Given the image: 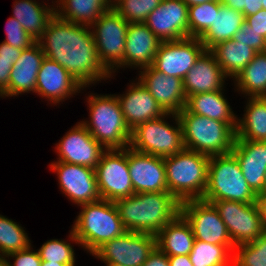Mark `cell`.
<instances>
[{"mask_svg": "<svg viewBox=\"0 0 266 266\" xmlns=\"http://www.w3.org/2000/svg\"><path fill=\"white\" fill-rule=\"evenodd\" d=\"M42 261H51L75 266V253L71 243L65 240L51 239L38 250Z\"/></svg>", "mask_w": 266, "mask_h": 266, "instance_id": "cell-39", "label": "cell"}, {"mask_svg": "<svg viewBox=\"0 0 266 266\" xmlns=\"http://www.w3.org/2000/svg\"><path fill=\"white\" fill-rule=\"evenodd\" d=\"M263 0H247V7L244 8L242 11L244 17L250 16L252 14L257 13L259 10L262 9V2Z\"/></svg>", "mask_w": 266, "mask_h": 266, "instance_id": "cell-48", "label": "cell"}, {"mask_svg": "<svg viewBox=\"0 0 266 266\" xmlns=\"http://www.w3.org/2000/svg\"><path fill=\"white\" fill-rule=\"evenodd\" d=\"M106 266H124V265H120V264H116V263H105Z\"/></svg>", "mask_w": 266, "mask_h": 266, "instance_id": "cell-55", "label": "cell"}, {"mask_svg": "<svg viewBox=\"0 0 266 266\" xmlns=\"http://www.w3.org/2000/svg\"><path fill=\"white\" fill-rule=\"evenodd\" d=\"M157 247L167 256L189 255L195 237L189 222L179 213L157 235Z\"/></svg>", "mask_w": 266, "mask_h": 266, "instance_id": "cell-26", "label": "cell"}, {"mask_svg": "<svg viewBox=\"0 0 266 266\" xmlns=\"http://www.w3.org/2000/svg\"><path fill=\"white\" fill-rule=\"evenodd\" d=\"M180 213L191 225L195 239L211 244H233L212 203L202 199L186 200L181 202Z\"/></svg>", "mask_w": 266, "mask_h": 266, "instance_id": "cell-13", "label": "cell"}, {"mask_svg": "<svg viewBox=\"0 0 266 266\" xmlns=\"http://www.w3.org/2000/svg\"><path fill=\"white\" fill-rule=\"evenodd\" d=\"M125 43L124 68L133 66L141 70L152 66L161 41L144 22H140L128 24Z\"/></svg>", "mask_w": 266, "mask_h": 266, "instance_id": "cell-23", "label": "cell"}, {"mask_svg": "<svg viewBox=\"0 0 266 266\" xmlns=\"http://www.w3.org/2000/svg\"><path fill=\"white\" fill-rule=\"evenodd\" d=\"M6 25L7 36L3 42L10 46L23 50L29 48L36 42L14 17H10Z\"/></svg>", "mask_w": 266, "mask_h": 266, "instance_id": "cell-40", "label": "cell"}, {"mask_svg": "<svg viewBox=\"0 0 266 266\" xmlns=\"http://www.w3.org/2000/svg\"><path fill=\"white\" fill-rule=\"evenodd\" d=\"M111 3V7L113 8L118 2H120L121 0H109Z\"/></svg>", "mask_w": 266, "mask_h": 266, "instance_id": "cell-54", "label": "cell"}, {"mask_svg": "<svg viewBox=\"0 0 266 266\" xmlns=\"http://www.w3.org/2000/svg\"><path fill=\"white\" fill-rule=\"evenodd\" d=\"M128 24L126 19L111 8L90 26L99 60L111 74L124 67Z\"/></svg>", "mask_w": 266, "mask_h": 266, "instance_id": "cell-9", "label": "cell"}, {"mask_svg": "<svg viewBox=\"0 0 266 266\" xmlns=\"http://www.w3.org/2000/svg\"><path fill=\"white\" fill-rule=\"evenodd\" d=\"M41 266H67V265L58 262L42 261Z\"/></svg>", "mask_w": 266, "mask_h": 266, "instance_id": "cell-52", "label": "cell"}, {"mask_svg": "<svg viewBox=\"0 0 266 266\" xmlns=\"http://www.w3.org/2000/svg\"><path fill=\"white\" fill-rule=\"evenodd\" d=\"M22 49L15 48L2 41L0 43V59L12 60V65L18 60Z\"/></svg>", "mask_w": 266, "mask_h": 266, "instance_id": "cell-46", "label": "cell"}, {"mask_svg": "<svg viewBox=\"0 0 266 266\" xmlns=\"http://www.w3.org/2000/svg\"><path fill=\"white\" fill-rule=\"evenodd\" d=\"M172 115L176 126L168 124L164 119ZM133 150L154 156L167 157L184 149L182 125L175 113L146 121L131 131L130 145Z\"/></svg>", "mask_w": 266, "mask_h": 266, "instance_id": "cell-8", "label": "cell"}, {"mask_svg": "<svg viewBox=\"0 0 266 266\" xmlns=\"http://www.w3.org/2000/svg\"><path fill=\"white\" fill-rule=\"evenodd\" d=\"M257 196L246 182L232 153L210 156L208 183L202 200L255 203Z\"/></svg>", "mask_w": 266, "mask_h": 266, "instance_id": "cell-7", "label": "cell"}, {"mask_svg": "<svg viewBox=\"0 0 266 266\" xmlns=\"http://www.w3.org/2000/svg\"><path fill=\"white\" fill-rule=\"evenodd\" d=\"M36 0H15L13 16L36 41L42 36L49 21L55 16V7L40 5ZM49 6V7H48Z\"/></svg>", "mask_w": 266, "mask_h": 266, "instance_id": "cell-28", "label": "cell"}, {"mask_svg": "<svg viewBox=\"0 0 266 266\" xmlns=\"http://www.w3.org/2000/svg\"><path fill=\"white\" fill-rule=\"evenodd\" d=\"M227 76L210 50H205L183 79L186 97L193 94L223 90Z\"/></svg>", "mask_w": 266, "mask_h": 266, "instance_id": "cell-25", "label": "cell"}, {"mask_svg": "<svg viewBox=\"0 0 266 266\" xmlns=\"http://www.w3.org/2000/svg\"><path fill=\"white\" fill-rule=\"evenodd\" d=\"M244 117L237 119L236 140L266 142V97H248Z\"/></svg>", "mask_w": 266, "mask_h": 266, "instance_id": "cell-32", "label": "cell"}, {"mask_svg": "<svg viewBox=\"0 0 266 266\" xmlns=\"http://www.w3.org/2000/svg\"><path fill=\"white\" fill-rule=\"evenodd\" d=\"M55 2H57L55 13L60 19L88 26H91L106 10L112 8L109 0H57Z\"/></svg>", "mask_w": 266, "mask_h": 266, "instance_id": "cell-31", "label": "cell"}, {"mask_svg": "<svg viewBox=\"0 0 266 266\" xmlns=\"http://www.w3.org/2000/svg\"><path fill=\"white\" fill-rule=\"evenodd\" d=\"M37 42L45 57L59 63L82 86L88 87L111 77L99 60L88 25L75 24L55 14Z\"/></svg>", "mask_w": 266, "mask_h": 266, "instance_id": "cell-1", "label": "cell"}, {"mask_svg": "<svg viewBox=\"0 0 266 266\" xmlns=\"http://www.w3.org/2000/svg\"><path fill=\"white\" fill-rule=\"evenodd\" d=\"M214 205L225 223L234 246L256 240L265 230L257 203L207 201Z\"/></svg>", "mask_w": 266, "mask_h": 266, "instance_id": "cell-11", "label": "cell"}, {"mask_svg": "<svg viewBox=\"0 0 266 266\" xmlns=\"http://www.w3.org/2000/svg\"><path fill=\"white\" fill-rule=\"evenodd\" d=\"M30 242L27 233L19 224L0 215V255L6 257L24 250L31 245Z\"/></svg>", "mask_w": 266, "mask_h": 266, "instance_id": "cell-35", "label": "cell"}, {"mask_svg": "<svg viewBox=\"0 0 266 266\" xmlns=\"http://www.w3.org/2000/svg\"><path fill=\"white\" fill-rule=\"evenodd\" d=\"M259 195H266V176H265V185H264L263 192Z\"/></svg>", "mask_w": 266, "mask_h": 266, "instance_id": "cell-56", "label": "cell"}, {"mask_svg": "<svg viewBox=\"0 0 266 266\" xmlns=\"http://www.w3.org/2000/svg\"><path fill=\"white\" fill-rule=\"evenodd\" d=\"M233 244H211L195 239L189 258L193 266H233Z\"/></svg>", "mask_w": 266, "mask_h": 266, "instance_id": "cell-34", "label": "cell"}, {"mask_svg": "<svg viewBox=\"0 0 266 266\" xmlns=\"http://www.w3.org/2000/svg\"><path fill=\"white\" fill-rule=\"evenodd\" d=\"M188 7L192 5H199L213 0H182Z\"/></svg>", "mask_w": 266, "mask_h": 266, "instance_id": "cell-51", "label": "cell"}, {"mask_svg": "<svg viewBox=\"0 0 266 266\" xmlns=\"http://www.w3.org/2000/svg\"><path fill=\"white\" fill-rule=\"evenodd\" d=\"M188 6L182 0H162L144 22L164 41L188 38Z\"/></svg>", "mask_w": 266, "mask_h": 266, "instance_id": "cell-17", "label": "cell"}, {"mask_svg": "<svg viewBox=\"0 0 266 266\" xmlns=\"http://www.w3.org/2000/svg\"><path fill=\"white\" fill-rule=\"evenodd\" d=\"M90 121L81 123L106 150L129 147L131 131L127 127L120 103L115 95H95L87 97Z\"/></svg>", "mask_w": 266, "mask_h": 266, "instance_id": "cell-6", "label": "cell"}, {"mask_svg": "<svg viewBox=\"0 0 266 266\" xmlns=\"http://www.w3.org/2000/svg\"><path fill=\"white\" fill-rule=\"evenodd\" d=\"M177 115L182 125L185 149L208 156L231 153L237 125L190 113L185 107Z\"/></svg>", "mask_w": 266, "mask_h": 266, "instance_id": "cell-5", "label": "cell"}, {"mask_svg": "<svg viewBox=\"0 0 266 266\" xmlns=\"http://www.w3.org/2000/svg\"><path fill=\"white\" fill-rule=\"evenodd\" d=\"M234 80L237 91L249 98L266 97V51L257 52Z\"/></svg>", "mask_w": 266, "mask_h": 266, "instance_id": "cell-33", "label": "cell"}, {"mask_svg": "<svg viewBox=\"0 0 266 266\" xmlns=\"http://www.w3.org/2000/svg\"><path fill=\"white\" fill-rule=\"evenodd\" d=\"M261 4H262V9L266 10V0H263Z\"/></svg>", "mask_w": 266, "mask_h": 266, "instance_id": "cell-57", "label": "cell"}, {"mask_svg": "<svg viewBox=\"0 0 266 266\" xmlns=\"http://www.w3.org/2000/svg\"><path fill=\"white\" fill-rule=\"evenodd\" d=\"M235 42L244 43L257 52L266 51V39L255 32L246 22H244L233 38Z\"/></svg>", "mask_w": 266, "mask_h": 266, "instance_id": "cell-41", "label": "cell"}, {"mask_svg": "<svg viewBox=\"0 0 266 266\" xmlns=\"http://www.w3.org/2000/svg\"><path fill=\"white\" fill-rule=\"evenodd\" d=\"M12 66V60L0 59V95L9 87Z\"/></svg>", "mask_w": 266, "mask_h": 266, "instance_id": "cell-44", "label": "cell"}, {"mask_svg": "<svg viewBox=\"0 0 266 266\" xmlns=\"http://www.w3.org/2000/svg\"><path fill=\"white\" fill-rule=\"evenodd\" d=\"M116 96L130 131L138 125L159 118L166 113L139 80L130 84L125 94Z\"/></svg>", "mask_w": 266, "mask_h": 266, "instance_id": "cell-21", "label": "cell"}, {"mask_svg": "<svg viewBox=\"0 0 266 266\" xmlns=\"http://www.w3.org/2000/svg\"><path fill=\"white\" fill-rule=\"evenodd\" d=\"M128 168L134 193L168 192L163 157L128 147Z\"/></svg>", "mask_w": 266, "mask_h": 266, "instance_id": "cell-18", "label": "cell"}, {"mask_svg": "<svg viewBox=\"0 0 266 266\" xmlns=\"http://www.w3.org/2000/svg\"><path fill=\"white\" fill-rule=\"evenodd\" d=\"M220 0H213L188 7V37L199 38L213 23L215 12L221 6Z\"/></svg>", "mask_w": 266, "mask_h": 266, "instance_id": "cell-36", "label": "cell"}, {"mask_svg": "<svg viewBox=\"0 0 266 266\" xmlns=\"http://www.w3.org/2000/svg\"><path fill=\"white\" fill-rule=\"evenodd\" d=\"M233 266H266V232L254 241L235 246Z\"/></svg>", "mask_w": 266, "mask_h": 266, "instance_id": "cell-37", "label": "cell"}, {"mask_svg": "<svg viewBox=\"0 0 266 266\" xmlns=\"http://www.w3.org/2000/svg\"><path fill=\"white\" fill-rule=\"evenodd\" d=\"M142 266H170V264L168 256L156 247Z\"/></svg>", "mask_w": 266, "mask_h": 266, "instance_id": "cell-45", "label": "cell"}, {"mask_svg": "<svg viewBox=\"0 0 266 266\" xmlns=\"http://www.w3.org/2000/svg\"><path fill=\"white\" fill-rule=\"evenodd\" d=\"M231 153L237 158L246 182L257 194H261L266 176V142L235 140Z\"/></svg>", "mask_w": 266, "mask_h": 266, "instance_id": "cell-22", "label": "cell"}, {"mask_svg": "<svg viewBox=\"0 0 266 266\" xmlns=\"http://www.w3.org/2000/svg\"><path fill=\"white\" fill-rule=\"evenodd\" d=\"M161 2L162 0H121L113 9L128 23H140L145 22Z\"/></svg>", "mask_w": 266, "mask_h": 266, "instance_id": "cell-38", "label": "cell"}, {"mask_svg": "<svg viewBox=\"0 0 266 266\" xmlns=\"http://www.w3.org/2000/svg\"><path fill=\"white\" fill-rule=\"evenodd\" d=\"M80 206L81 212L74 221L69 238L90 254L126 232L114 202L100 199Z\"/></svg>", "mask_w": 266, "mask_h": 266, "instance_id": "cell-3", "label": "cell"}, {"mask_svg": "<svg viewBox=\"0 0 266 266\" xmlns=\"http://www.w3.org/2000/svg\"><path fill=\"white\" fill-rule=\"evenodd\" d=\"M51 170L58 175L61 191L78 206L101 199L95 169L56 161L50 164Z\"/></svg>", "mask_w": 266, "mask_h": 266, "instance_id": "cell-15", "label": "cell"}, {"mask_svg": "<svg viewBox=\"0 0 266 266\" xmlns=\"http://www.w3.org/2000/svg\"><path fill=\"white\" fill-rule=\"evenodd\" d=\"M163 159L168 192L180 203L202 199L208 183L210 156L184 148Z\"/></svg>", "mask_w": 266, "mask_h": 266, "instance_id": "cell-4", "label": "cell"}, {"mask_svg": "<svg viewBox=\"0 0 266 266\" xmlns=\"http://www.w3.org/2000/svg\"><path fill=\"white\" fill-rule=\"evenodd\" d=\"M245 22L242 12L221 5L211 26L199 37L206 50L216 44L233 38Z\"/></svg>", "mask_w": 266, "mask_h": 266, "instance_id": "cell-30", "label": "cell"}, {"mask_svg": "<svg viewBox=\"0 0 266 266\" xmlns=\"http://www.w3.org/2000/svg\"><path fill=\"white\" fill-rule=\"evenodd\" d=\"M157 247V238L148 233L126 231L100 246L92 256L104 263L142 266Z\"/></svg>", "mask_w": 266, "mask_h": 266, "instance_id": "cell-12", "label": "cell"}, {"mask_svg": "<svg viewBox=\"0 0 266 266\" xmlns=\"http://www.w3.org/2000/svg\"><path fill=\"white\" fill-rule=\"evenodd\" d=\"M139 72L138 80L165 112L178 114L185 107L187 97L182 79L167 76L152 66L143 68Z\"/></svg>", "mask_w": 266, "mask_h": 266, "instance_id": "cell-19", "label": "cell"}, {"mask_svg": "<svg viewBox=\"0 0 266 266\" xmlns=\"http://www.w3.org/2000/svg\"><path fill=\"white\" fill-rule=\"evenodd\" d=\"M0 266H7V258L0 255Z\"/></svg>", "mask_w": 266, "mask_h": 266, "instance_id": "cell-53", "label": "cell"}, {"mask_svg": "<svg viewBox=\"0 0 266 266\" xmlns=\"http://www.w3.org/2000/svg\"><path fill=\"white\" fill-rule=\"evenodd\" d=\"M44 58L45 55L37 41L29 48L23 49L12 66L9 87L1 97L18 96L31 91L36 94L37 74Z\"/></svg>", "mask_w": 266, "mask_h": 266, "instance_id": "cell-24", "label": "cell"}, {"mask_svg": "<svg viewBox=\"0 0 266 266\" xmlns=\"http://www.w3.org/2000/svg\"><path fill=\"white\" fill-rule=\"evenodd\" d=\"M245 22L266 39V10L261 9L257 13L245 17Z\"/></svg>", "mask_w": 266, "mask_h": 266, "instance_id": "cell-43", "label": "cell"}, {"mask_svg": "<svg viewBox=\"0 0 266 266\" xmlns=\"http://www.w3.org/2000/svg\"><path fill=\"white\" fill-rule=\"evenodd\" d=\"M205 50L199 38L164 41L158 48L152 67L167 76L183 80Z\"/></svg>", "mask_w": 266, "mask_h": 266, "instance_id": "cell-14", "label": "cell"}, {"mask_svg": "<svg viewBox=\"0 0 266 266\" xmlns=\"http://www.w3.org/2000/svg\"><path fill=\"white\" fill-rule=\"evenodd\" d=\"M210 51L229 78H236L241 71L253 60L257 51L244 43L235 42L233 39L220 42Z\"/></svg>", "mask_w": 266, "mask_h": 266, "instance_id": "cell-29", "label": "cell"}, {"mask_svg": "<svg viewBox=\"0 0 266 266\" xmlns=\"http://www.w3.org/2000/svg\"><path fill=\"white\" fill-rule=\"evenodd\" d=\"M32 246L30 245L28 248L11 253L7 255V266H41L42 260L40 258L39 252L36 250L33 251ZM9 257L14 259L13 264L9 261Z\"/></svg>", "mask_w": 266, "mask_h": 266, "instance_id": "cell-42", "label": "cell"}, {"mask_svg": "<svg viewBox=\"0 0 266 266\" xmlns=\"http://www.w3.org/2000/svg\"><path fill=\"white\" fill-rule=\"evenodd\" d=\"M256 203L259 207L262 225L266 232V195H258Z\"/></svg>", "mask_w": 266, "mask_h": 266, "instance_id": "cell-49", "label": "cell"}, {"mask_svg": "<svg viewBox=\"0 0 266 266\" xmlns=\"http://www.w3.org/2000/svg\"><path fill=\"white\" fill-rule=\"evenodd\" d=\"M126 231L157 235L180 213L170 192L134 193L114 202Z\"/></svg>", "mask_w": 266, "mask_h": 266, "instance_id": "cell-2", "label": "cell"}, {"mask_svg": "<svg viewBox=\"0 0 266 266\" xmlns=\"http://www.w3.org/2000/svg\"><path fill=\"white\" fill-rule=\"evenodd\" d=\"M223 90L193 94L186 100L185 108L193 114L237 125V116L232 111Z\"/></svg>", "mask_w": 266, "mask_h": 266, "instance_id": "cell-27", "label": "cell"}, {"mask_svg": "<svg viewBox=\"0 0 266 266\" xmlns=\"http://www.w3.org/2000/svg\"><path fill=\"white\" fill-rule=\"evenodd\" d=\"M55 149L59 156L57 161L93 169L97 167L102 153L106 150L81 122L61 138Z\"/></svg>", "mask_w": 266, "mask_h": 266, "instance_id": "cell-16", "label": "cell"}, {"mask_svg": "<svg viewBox=\"0 0 266 266\" xmlns=\"http://www.w3.org/2000/svg\"><path fill=\"white\" fill-rule=\"evenodd\" d=\"M221 4L242 12L247 7V0H220Z\"/></svg>", "mask_w": 266, "mask_h": 266, "instance_id": "cell-50", "label": "cell"}, {"mask_svg": "<svg viewBox=\"0 0 266 266\" xmlns=\"http://www.w3.org/2000/svg\"><path fill=\"white\" fill-rule=\"evenodd\" d=\"M101 199L115 202L134 194L128 168V147L105 150L95 168Z\"/></svg>", "mask_w": 266, "mask_h": 266, "instance_id": "cell-10", "label": "cell"}, {"mask_svg": "<svg viewBox=\"0 0 266 266\" xmlns=\"http://www.w3.org/2000/svg\"><path fill=\"white\" fill-rule=\"evenodd\" d=\"M85 89L64 67L45 57L41 63L36 81V93L52 104L65 101ZM64 99V100H63Z\"/></svg>", "mask_w": 266, "mask_h": 266, "instance_id": "cell-20", "label": "cell"}, {"mask_svg": "<svg viewBox=\"0 0 266 266\" xmlns=\"http://www.w3.org/2000/svg\"><path fill=\"white\" fill-rule=\"evenodd\" d=\"M170 266H193L189 255L168 256Z\"/></svg>", "mask_w": 266, "mask_h": 266, "instance_id": "cell-47", "label": "cell"}]
</instances>
